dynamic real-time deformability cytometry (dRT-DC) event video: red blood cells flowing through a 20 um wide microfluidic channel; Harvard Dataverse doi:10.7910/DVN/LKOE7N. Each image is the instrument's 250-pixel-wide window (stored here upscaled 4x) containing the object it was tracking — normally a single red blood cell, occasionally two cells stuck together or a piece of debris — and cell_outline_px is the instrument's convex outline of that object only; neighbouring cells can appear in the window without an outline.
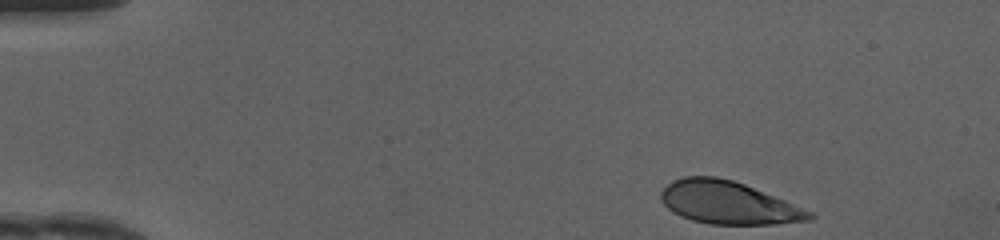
{"species": "human", "species_latin": "Homo sapiens", "temperature_condition": "cold", "stored_images_in_passage": 44, "camera_frame_rate_fps": 3000, "um_per_image_px": 0.085, "donor": {"sex": "female"}, "frame": {"image": 1, "passage_image": 1, "time_ms": 0.0, "image_size_px": [1000, 240], "cell_outline_px": [[816, 216], [812, 220], [776, 224], [708, 224], [692, 220], [680, 216], [672, 212], [660, 200], [660, 192], [672, 180], [684, 176], [716, 176], [732, 180], [744, 184], [784, 200], [812, 212]], "centroid_in_image_um": [61.87, 17.23], "position_along_channel_um": 23.1, "area_um2": 36.93}}
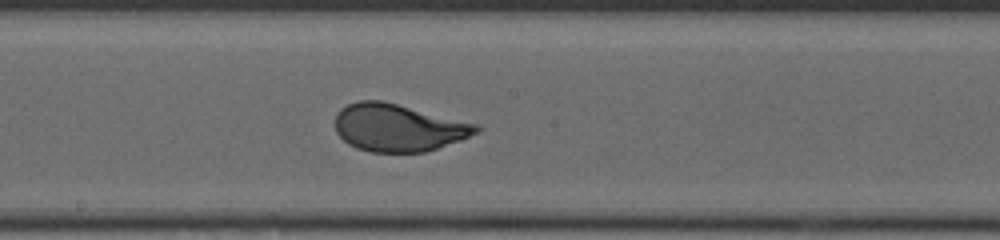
{"frame": {"image": 2, "passage_image": 22, "time_ms": 7.0, "image_size_px": [1000, 240], "cell_outline_px": [[480, 128], [476, 132], [460, 140], [424, 152], [372, 152], [356, 148], [348, 144], [336, 132], [336, 112], [340, 108], [348, 104], [360, 100], [380, 100], [480, 124]], "centroid_in_image_um": [33.82, 10.84], "position_along_channel_um": 214.4, "area_um2": 38.78}}
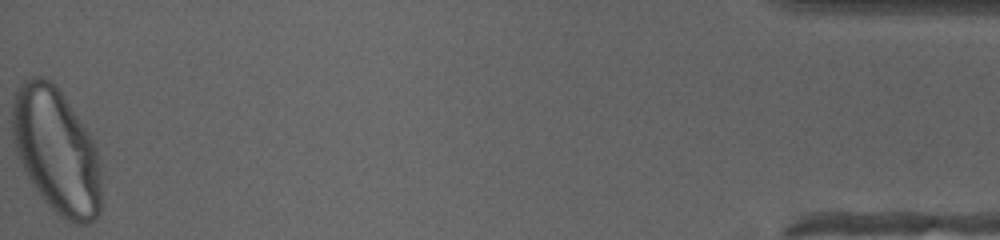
{"frame": {"image": 3, "passage_image": 44, "time_ms": 14.333, "image_size_px": [1000, 240], "cell_outline_px": [[100, 212], [96, 220], [88, 224], [72, 224], [60, 216], [44, 200], [32, 184], [16, 152], [12, 136], [12, 100], [16, 88], [24, 80], [32, 76], [40, 76], [52, 80], [56, 84], [88, 132], [96, 148], [100, 160]], "centroid_in_image_um": [4.79, 12.8], "position_along_channel_um": 430.4, "area_um2": 65.2}, "authors_computed_cell_mechanics": {"area_um2": 39.1884, "velocity_mm_per_s": 4.1522, "shape_relaxation_time_tau1_ms": 2.6912, "shape_relaxation_time_tau2_ms": null, "deformation_change_tau1": 0.1636, "deformation_change_tau2": null}}